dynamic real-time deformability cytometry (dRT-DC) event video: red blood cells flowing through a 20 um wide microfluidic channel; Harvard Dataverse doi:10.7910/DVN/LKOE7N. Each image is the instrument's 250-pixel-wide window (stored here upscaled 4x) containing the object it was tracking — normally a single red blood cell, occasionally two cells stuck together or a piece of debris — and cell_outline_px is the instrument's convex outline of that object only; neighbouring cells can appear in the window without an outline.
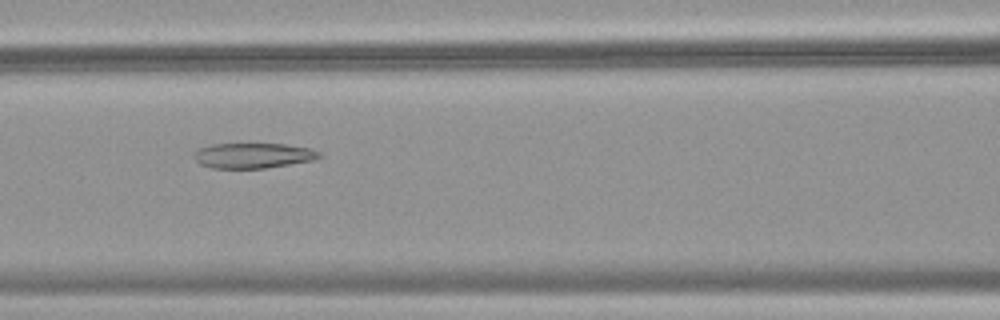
{"species": "common noctule bat (a hibernating species)", "species_latin": "Nyctalus noctula", "temperature_condition": "warm", "stored_images_in_passage": 31, "camera_frame_rate_fps": 3000, "um_per_image_px": 0.085, "animal": {"sex": "female", "body_mass_g": 18.4}, "frame": {"image": 1, "passage_image": 7, "time_ms": 2.0, "image_size_px": [1000, 320], "cell_outline_px": [[324, 156], [316, 160], [264, 168], [212, 168], [200, 164], [192, 156], [200, 148], [212, 144], [284, 144], [312, 148], [320, 152]], "centroid_in_image_um": [21.57, 13.22], "position_along_channel_um": 145.0, "area_um2": 18.5}}
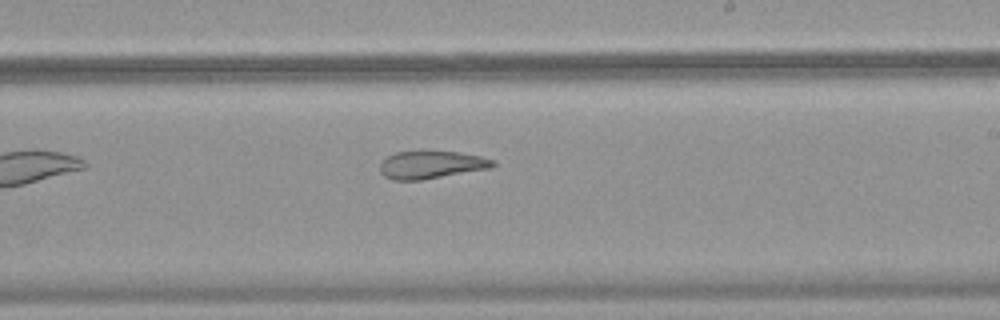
{"frame": {"image": 2, "passage_image": 15, "time_ms": 4.667, "image_size_px": [1000, 320], "cell_outline_px": [[496, 164], [492, 168], [420, 180], [392, 180], [384, 176], [380, 172], [380, 164], [388, 156], [396, 152], [460, 152], [480, 156], [496, 160]], "centroid_in_image_um": [36.69, 14.01], "position_along_channel_um": 252.3, "area_um2": 18.09}}
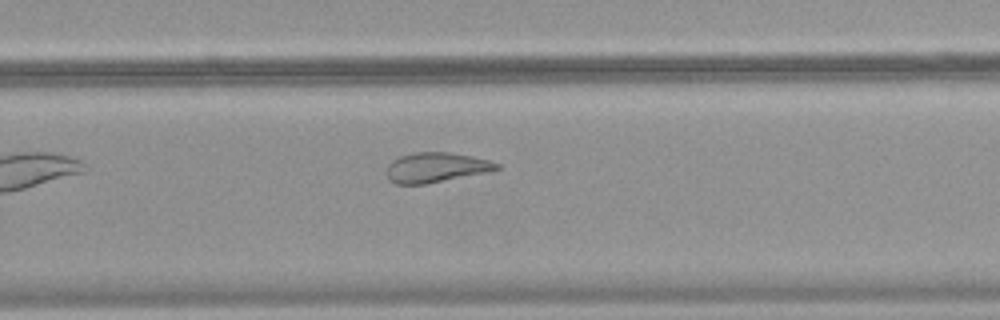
{"frame": {"image": 3, "passage_image": 18, "time_ms": 5.667, "image_size_px": [1000, 320], "cell_outline_px": [[500, 168], [484, 172], [424, 184], [396, 184], [388, 180], [388, 164], [392, 160], [400, 156], [416, 152], [452, 152], [472, 156], [488, 160], [500, 164]], "centroid_in_image_um": [37.03, 14.22], "position_along_channel_um": 292.8, "area_um2": 18.84}}